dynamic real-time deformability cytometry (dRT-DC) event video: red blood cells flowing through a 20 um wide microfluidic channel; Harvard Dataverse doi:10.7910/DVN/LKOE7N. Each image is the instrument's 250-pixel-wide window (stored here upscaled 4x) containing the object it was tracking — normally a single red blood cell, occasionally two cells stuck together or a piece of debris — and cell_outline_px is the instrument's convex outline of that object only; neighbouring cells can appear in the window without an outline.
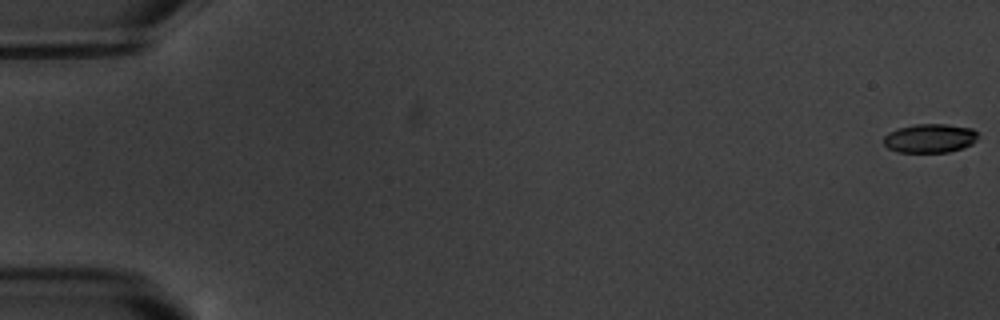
{"species": "common noctule bat (a hibernating species)", "species_latin": "Nyctalus noctula", "temperature_condition": "warm", "stored_images_in_passage": 6, "camera_frame_rate_fps": 3000, "um_per_image_px": 0.085, "animal": {"sex": "male", "body_mass_g": 20.1, "forearm_length_mm": 53.5}, "frame": {"image": 1, "passage_image": 1, "time_ms": 0.0, "image_size_px": [1000, 320], "cell_outline_px": [[976, 140], [972, 144], [964, 148], [948, 152], [896, 152], [888, 148], [884, 144], [884, 136], [888, 132], [896, 128], [912, 124], [948, 124], [972, 128], [976, 132]], "centroid_in_image_um": [79.01, 11.75], "position_along_channel_um": 6.0, "area_um2": 16.07}}
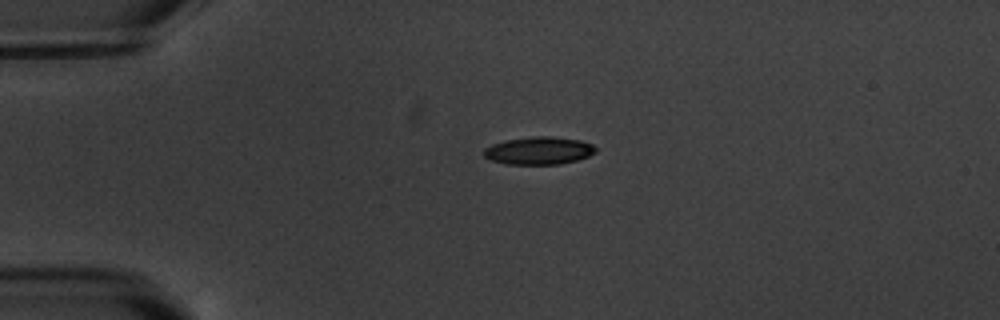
{"frame": {"image": 2, "passage_image": 5, "time_ms": 4.667, "image_size_px": [1000, 320], "cell_outline_px": [[596, 152], [588, 156], [576, 160], [560, 164], [504, 164], [492, 160], [484, 156], [484, 148], [492, 144], [504, 140], [532, 136], [552, 136], [580, 140], [592, 144], [596, 148]], "centroid_in_image_um": [45.79, 12.8], "position_along_channel_um": 39.2, "area_um2": 18.09}}